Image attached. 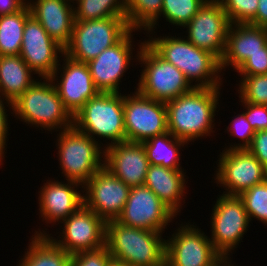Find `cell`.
Returning a JSON list of instances; mask_svg holds the SVG:
<instances>
[{"mask_svg":"<svg viewBox=\"0 0 267 266\" xmlns=\"http://www.w3.org/2000/svg\"><path fill=\"white\" fill-rule=\"evenodd\" d=\"M138 47L140 51H137L135 58L137 57L139 64L144 68L135 89L140 94L166 103L194 88L185 75L173 64L161 58L146 40Z\"/></svg>","mask_w":267,"mask_h":266,"instance_id":"cell-6","label":"cell"},{"mask_svg":"<svg viewBox=\"0 0 267 266\" xmlns=\"http://www.w3.org/2000/svg\"><path fill=\"white\" fill-rule=\"evenodd\" d=\"M221 3L207 0L197 14L184 26L186 39L199 49L210 52L219 60L226 48L227 31L230 26Z\"/></svg>","mask_w":267,"mask_h":266,"instance_id":"cell-14","label":"cell"},{"mask_svg":"<svg viewBox=\"0 0 267 266\" xmlns=\"http://www.w3.org/2000/svg\"><path fill=\"white\" fill-rule=\"evenodd\" d=\"M12 111L11 114H15L21 121L33 127L40 126L41 130L62 131L73 125V117L64 108L53 81L49 78H40L14 100Z\"/></svg>","mask_w":267,"mask_h":266,"instance_id":"cell-4","label":"cell"},{"mask_svg":"<svg viewBox=\"0 0 267 266\" xmlns=\"http://www.w3.org/2000/svg\"><path fill=\"white\" fill-rule=\"evenodd\" d=\"M218 196L210 217V240L223 257H229L247 232L250 220L239 196Z\"/></svg>","mask_w":267,"mask_h":266,"instance_id":"cell-9","label":"cell"},{"mask_svg":"<svg viewBox=\"0 0 267 266\" xmlns=\"http://www.w3.org/2000/svg\"><path fill=\"white\" fill-rule=\"evenodd\" d=\"M230 257H222L215 265L213 266H234V264L231 263Z\"/></svg>","mask_w":267,"mask_h":266,"instance_id":"cell-43","label":"cell"},{"mask_svg":"<svg viewBox=\"0 0 267 266\" xmlns=\"http://www.w3.org/2000/svg\"><path fill=\"white\" fill-rule=\"evenodd\" d=\"M27 1L31 15L38 20L53 40L65 48L72 36L75 21L73 5L75 4L71 5L66 0Z\"/></svg>","mask_w":267,"mask_h":266,"instance_id":"cell-22","label":"cell"},{"mask_svg":"<svg viewBox=\"0 0 267 266\" xmlns=\"http://www.w3.org/2000/svg\"><path fill=\"white\" fill-rule=\"evenodd\" d=\"M131 95H124L126 141L142 143L168 132L166 104L137 90Z\"/></svg>","mask_w":267,"mask_h":266,"instance_id":"cell-10","label":"cell"},{"mask_svg":"<svg viewBox=\"0 0 267 266\" xmlns=\"http://www.w3.org/2000/svg\"><path fill=\"white\" fill-rule=\"evenodd\" d=\"M27 4V0H0V16L20 11Z\"/></svg>","mask_w":267,"mask_h":266,"instance_id":"cell-41","label":"cell"},{"mask_svg":"<svg viewBox=\"0 0 267 266\" xmlns=\"http://www.w3.org/2000/svg\"><path fill=\"white\" fill-rule=\"evenodd\" d=\"M267 44V28L252 24H230L226 48L220 60L221 70L232 66L237 70L250 55L263 52Z\"/></svg>","mask_w":267,"mask_h":266,"instance_id":"cell-23","label":"cell"},{"mask_svg":"<svg viewBox=\"0 0 267 266\" xmlns=\"http://www.w3.org/2000/svg\"><path fill=\"white\" fill-rule=\"evenodd\" d=\"M146 43L165 61L177 67L196 88L220 87V60L210 52L199 49L183 37H150ZM197 83V84H196Z\"/></svg>","mask_w":267,"mask_h":266,"instance_id":"cell-2","label":"cell"},{"mask_svg":"<svg viewBox=\"0 0 267 266\" xmlns=\"http://www.w3.org/2000/svg\"><path fill=\"white\" fill-rule=\"evenodd\" d=\"M82 188L83 204L105 222L117 220L130 192V187L105 167L97 171Z\"/></svg>","mask_w":267,"mask_h":266,"instance_id":"cell-16","label":"cell"},{"mask_svg":"<svg viewBox=\"0 0 267 266\" xmlns=\"http://www.w3.org/2000/svg\"><path fill=\"white\" fill-rule=\"evenodd\" d=\"M242 199L249 220L253 218L267 225V179L244 191Z\"/></svg>","mask_w":267,"mask_h":266,"instance_id":"cell-32","label":"cell"},{"mask_svg":"<svg viewBox=\"0 0 267 266\" xmlns=\"http://www.w3.org/2000/svg\"><path fill=\"white\" fill-rule=\"evenodd\" d=\"M220 89L194 87L190 92L166 102L168 132L187 143L215 132L213 123Z\"/></svg>","mask_w":267,"mask_h":266,"instance_id":"cell-1","label":"cell"},{"mask_svg":"<svg viewBox=\"0 0 267 266\" xmlns=\"http://www.w3.org/2000/svg\"><path fill=\"white\" fill-rule=\"evenodd\" d=\"M259 0H225L222 5L231 24L255 25Z\"/></svg>","mask_w":267,"mask_h":266,"instance_id":"cell-34","label":"cell"},{"mask_svg":"<svg viewBox=\"0 0 267 266\" xmlns=\"http://www.w3.org/2000/svg\"><path fill=\"white\" fill-rule=\"evenodd\" d=\"M20 55L0 56V98L14 102L38 79Z\"/></svg>","mask_w":267,"mask_h":266,"instance_id":"cell-25","label":"cell"},{"mask_svg":"<svg viewBox=\"0 0 267 266\" xmlns=\"http://www.w3.org/2000/svg\"><path fill=\"white\" fill-rule=\"evenodd\" d=\"M241 103L246 109L242 113L254 131L267 130V105L252 104L249 102Z\"/></svg>","mask_w":267,"mask_h":266,"instance_id":"cell-38","label":"cell"},{"mask_svg":"<svg viewBox=\"0 0 267 266\" xmlns=\"http://www.w3.org/2000/svg\"><path fill=\"white\" fill-rule=\"evenodd\" d=\"M57 138L58 161L66 180L84 185L104 167V148L99 140L92 139L74 125L60 131Z\"/></svg>","mask_w":267,"mask_h":266,"instance_id":"cell-7","label":"cell"},{"mask_svg":"<svg viewBox=\"0 0 267 266\" xmlns=\"http://www.w3.org/2000/svg\"><path fill=\"white\" fill-rule=\"evenodd\" d=\"M131 28L127 18L107 17L74 21L72 36L64 54L78 62L88 63L102 51L117 44Z\"/></svg>","mask_w":267,"mask_h":266,"instance_id":"cell-8","label":"cell"},{"mask_svg":"<svg viewBox=\"0 0 267 266\" xmlns=\"http://www.w3.org/2000/svg\"><path fill=\"white\" fill-rule=\"evenodd\" d=\"M60 223L64 225L59 240L40 229L34 235H47L70 255L105 246L106 222L84 204Z\"/></svg>","mask_w":267,"mask_h":266,"instance_id":"cell-11","label":"cell"},{"mask_svg":"<svg viewBox=\"0 0 267 266\" xmlns=\"http://www.w3.org/2000/svg\"><path fill=\"white\" fill-rule=\"evenodd\" d=\"M247 149L267 169V130L255 131L252 143Z\"/></svg>","mask_w":267,"mask_h":266,"instance_id":"cell-39","label":"cell"},{"mask_svg":"<svg viewBox=\"0 0 267 266\" xmlns=\"http://www.w3.org/2000/svg\"><path fill=\"white\" fill-rule=\"evenodd\" d=\"M238 115V116H237ZM234 119H232L230 123V127H227V132L231 133L230 136H236L241 139L240 143L234 145H230L227 149H247L253 140V136L255 134L254 129L251 127L250 123L246 120V117L243 113L237 114ZM229 129V130H228Z\"/></svg>","mask_w":267,"mask_h":266,"instance_id":"cell-36","label":"cell"},{"mask_svg":"<svg viewBox=\"0 0 267 266\" xmlns=\"http://www.w3.org/2000/svg\"><path fill=\"white\" fill-rule=\"evenodd\" d=\"M211 1L222 4L225 0H211Z\"/></svg>","mask_w":267,"mask_h":266,"instance_id":"cell-45","label":"cell"},{"mask_svg":"<svg viewBox=\"0 0 267 266\" xmlns=\"http://www.w3.org/2000/svg\"><path fill=\"white\" fill-rule=\"evenodd\" d=\"M62 54H64V48L53 40L38 20L31 15L26 20L23 30L19 54L21 58L39 77L50 78L59 65Z\"/></svg>","mask_w":267,"mask_h":266,"instance_id":"cell-18","label":"cell"},{"mask_svg":"<svg viewBox=\"0 0 267 266\" xmlns=\"http://www.w3.org/2000/svg\"><path fill=\"white\" fill-rule=\"evenodd\" d=\"M161 232L106 222L105 245L113 260L131 266H165L166 240Z\"/></svg>","mask_w":267,"mask_h":266,"instance_id":"cell-3","label":"cell"},{"mask_svg":"<svg viewBox=\"0 0 267 266\" xmlns=\"http://www.w3.org/2000/svg\"><path fill=\"white\" fill-rule=\"evenodd\" d=\"M219 156L214 180L225 195L239 196L267 179V169L248 149H227Z\"/></svg>","mask_w":267,"mask_h":266,"instance_id":"cell-12","label":"cell"},{"mask_svg":"<svg viewBox=\"0 0 267 266\" xmlns=\"http://www.w3.org/2000/svg\"><path fill=\"white\" fill-rule=\"evenodd\" d=\"M177 217L158 196L145 185L132 187L117 221L123 225L163 232Z\"/></svg>","mask_w":267,"mask_h":266,"instance_id":"cell-15","label":"cell"},{"mask_svg":"<svg viewBox=\"0 0 267 266\" xmlns=\"http://www.w3.org/2000/svg\"><path fill=\"white\" fill-rule=\"evenodd\" d=\"M31 237L28 250L17 266H69L71 255L57 246L47 235Z\"/></svg>","mask_w":267,"mask_h":266,"instance_id":"cell-26","label":"cell"},{"mask_svg":"<svg viewBox=\"0 0 267 266\" xmlns=\"http://www.w3.org/2000/svg\"><path fill=\"white\" fill-rule=\"evenodd\" d=\"M66 1H68V2H71V3H73V4H74V3H75L74 1H76V2H77L78 0H66Z\"/></svg>","mask_w":267,"mask_h":266,"instance_id":"cell-46","label":"cell"},{"mask_svg":"<svg viewBox=\"0 0 267 266\" xmlns=\"http://www.w3.org/2000/svg\"><path fill=\"white\" fill-rule=\"evenodd\" d=\"M236 72H238L240 76L267 74V44L263 47V52L250 55Z\"/></svg>","mask_w":267,"mask_h":266,"instance_id":"cell-37","label":"cell"},{"mask_svg":"<svg viewBox=\"0 0 267 266\" xmlns=\"http://www.w3.org/2000/svg\"><path fill=\"white\" fill-rule=\"evenodd\" d=\"M5 100H2L1 98H0V165H2L3 163H2V160L4 159V152H5V148H6V146H7V144H6V140L8 139L7 138V135H9L8 134V114H6L7 113V109L5 108V107H9V109H11L12 110V103L11 102H9V101H5ZM8 104V105H7ZM4 105H6V106H4Z\"/></svg>","mask_w":267,"mask_h":266,"instance_id":"cell-40","label":"cell"},{"mask_svg":"<svg viewBox=\"0 0 267 266\" xmlns=\"http://www.w3.org/2000/svg\"><path fill=\"white\" fill-rule=\"evenodd\" d=\"M131 29L117 44L102 51L87 64L96 89L102 93H119L120 80L133 57Z\"/></svg>","mask_w":267,"mask_h":266,"instance_id":"cell-19","label":"cell"},{"mask_svg":"<svg viewBox=\"0 0 267 266\" xmlns=\"http://www.w3.org/2000/svg\"><path fill=\"white\" fill-rule=\"evenodd\" d=\"M113 258L106 245L71 255L69 266H109Z\"/></svg>","mask_w":267,"mask_h":266,"instance_id":"cell-35","label":"cell"},{"mask_svg":"<svg viewBox=\"0 0 267 266\" xmlns=\"http://www.w3.org/2000/svg\"><path fill=\"white\" fill-rule=\"evenodd\" d=\"M62 57H64L62 59L64 61L63 68H61L59 62V65L49 79L54 81L53 85L62 100L64 108L73 117L99 91L93 83L87 63L73 60L65 54H62ZM59 71L61 73L60 77L58 76ZM56 80H59L57 81L58 83H55Z\"/></svg>","mask_w":267,"mask_h":266,"instance_id":"cell-17","label":"cell"},{"mask_svg":"<svg viewBox=\"0 0 267 266\" xmlns=\"http://www.w3.org/2000/svg\"><path fill=\"white\" fill-rule=\"evenodd\" d=\"M255 26L267 28V0H259L255 15Z\"/></svg>","mask_w":267,"mask_h":266,"instance_id":"cell-42","label":"cell"},{"mask_svg":"<svg viewBox=\"0 0 267 266\" xmlns=\"http://www.w3.org/2000/svg\"><path fill=\"white\" fill-rule=\"evenodd\" d=\"M166 240L165 266H213L223 256L194 224H180Z\"/></svg>","mask_w":267,"mask_h":266,"instance_id":"cell-13","label":"cell"},{"mask_svg":"<svg viewBox=\"0 0 267 266\" xmlns=\"http://www.w3.org/2000/svg\"><path fill=\"white\" fill-rule=\"evenodd\" d=\"M109 266H131L130 264L118 262L116 260H112Z\"/></svg>","mask_w":267,"mask_h":266,"instance_id":"cell-44","label":"cell"},{"mask_svg":"<svg viewBox=\"0 0 267 266\" xmlns=\"http://www.w3.org/2000/svg\"><path fill=\"white\" fill-rule=\"evenodd\" d=\"M104 167L130 188L144 185L149 161L142 143L124 141L104 147Z\"/></svg>","mask_w":267,"mask_h":266,"instance_id":"cell-20","label":"cell"},{"mask_svg":"<svg viewBox=\"0 0 267 266\" xmlns=\"http://www.w3.org/2000/svg\"><path fill=\"white\" fill-rule=\"evenodd\" d=\"M172 138V139H171ZM149 164L169 169H182L180 166V148L188 145L184 140L175 138L170 132L149 138L142 142Z\"/></svg>","mask_w":267,"mask_h":266,"instance_id":"cell-27","label":"cell"},{"mask_svg":"<svg viewBox=\"0 0 267 266\" xmlns=\"http://www.w3.org/2000/svg\"><path fill=\"white\" fill-rule=\"evenodd\" d=\"M207 0H163L161 15L174 26L182 28L197 14Z\"/></svg>","mask_w":267,"mask_h":266,"instance_id":"cell-31","label":"cell"},{"mask_svg":"<svg viewBox=\"0 0 267 266\" xmlns=\"http://www.w3.org/2000/svg\"><path fill=\"white\" fill-rule=\"evenodd\" d=\"M30 16L28 4L16 13L0 16V56L20 54L24 26Z\"/></svg>","mask_w":267,"mask_h":266,"instance_id":"cell-28","label":"cell"},{"mask_svg":"<svg viewBox=\"0 0 267 266\" xmlns=\"http://www.w3.org/2000/svg\"><path fill=\"white\" fill-rule=\"evenodd\" d=\"M75 20L88 21L107 17L126 18V0H78Z\"/></svg>","mask_w":267,"mask_h":266,"instance_id":"cell-30","label":"cell"},{"mask_svg":"<svg viewBox=\"0 0 267 266\" xmlns=\"http://www.w3.org/2000/svg\"><path fill=\"white\" fill-rule=\"evenodd\" d=\"M163 0H126V18L131 29L156 33L158 19L161 16ZM155 28V29H153Z\"/></svg>","mask_w":267,"mask_h":266,"instance_id":"cell-29","label":"cell"},{"mask_svg":"<svg viewBox=\"0 0 267 266\" xmlns=\"http://www.w3.org/2000/svg\"><path fill=\"white\" fill-rule=\"evenodd\" d=\"M186 173L184 169H169L160 165H149L144 185L176 215L181 212L182 199L185 196ZM186 182V183H185Z\"/></svg>","mask_w":267,"mask_h":266,"instance_id":"cell-24","label":"cell"},{"mask_svg":"<svg viewBox=\"0 0 267 266\" xmlns=\"http://www.w3.org/2000/svg\"><path fill=\"white\" fill-rule=\"evenodd\" d=\"M238 91L239 102L267 105V74L242 76Z\"/></svg>","mask_w":267,"mask_h":266,"instance_id":"cell-33","label":"cell"},{"mask_svg":"<svg viewBox=\"0 0 267 266\" xmlns=\"http://www.w3.org/2000/svg\"><path fill=\"white\" fill-rule=\"evenodd\" d=\"M66 182L47 180L40 188L39 211L46 224H59L83 205V195L77 191L83 185L72 180Z\"/></svg>","mask_w":267,"mask_h":266,"instance_id":"cell-21","label":"cell"},{"mask_svg":"<svg viewBox=\"0 0 267 266\" xmlns=\"http://www.w3.org/2000/svg\"><path fill=\"white\" fill-rule=\"evenodd\" d=\"M73 125L94 140H111L106 146L126 141L124 95L99 92L73 116Z\"/></svg>","mask_w":267,"mask_h":266,"instance_id":"cell-5","label":"cell"}]
</instances>
